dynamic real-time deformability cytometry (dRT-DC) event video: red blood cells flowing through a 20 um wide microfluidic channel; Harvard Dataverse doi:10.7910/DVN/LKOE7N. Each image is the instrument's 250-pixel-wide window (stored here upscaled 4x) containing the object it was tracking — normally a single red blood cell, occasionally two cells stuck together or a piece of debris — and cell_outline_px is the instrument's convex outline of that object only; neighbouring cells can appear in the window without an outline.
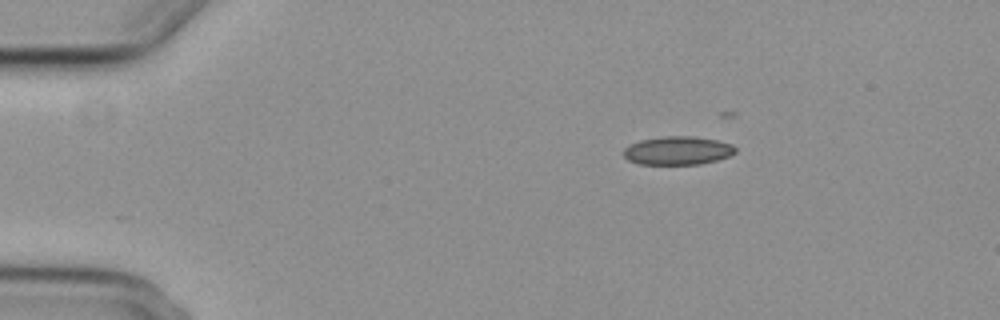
{"species": "common noctule bat (a hibernating species)", "species_latin": "Nyctalus noctula", "temperature_condition": "cold", "stored_images_in_passage": 2, "camera_frame_rate_fps": 3000, "um_per_image_px": 0.085, "animal": {"sex": "female", "body_mass_g": 29.2, "forearm_length_mm": 56.3}, "frame": {"image": 1, "passage_image": 2, "time_ms": 1.333, "image_size_px": [1000, 320], "cell_outline_px": [[736, 152], [728, 156], [716, 160], [700, 164], [640, 164], [628, 160], [624, 156], [624, 148], [628, 144], [640, 140], [664, 136], [692, 136], [716, 140], [732, 144], [736, 148]], "centroid_in_image_um": [57.58, 12.79], "position_along_channel_um": 27.4, "area_um2": 18.5}}